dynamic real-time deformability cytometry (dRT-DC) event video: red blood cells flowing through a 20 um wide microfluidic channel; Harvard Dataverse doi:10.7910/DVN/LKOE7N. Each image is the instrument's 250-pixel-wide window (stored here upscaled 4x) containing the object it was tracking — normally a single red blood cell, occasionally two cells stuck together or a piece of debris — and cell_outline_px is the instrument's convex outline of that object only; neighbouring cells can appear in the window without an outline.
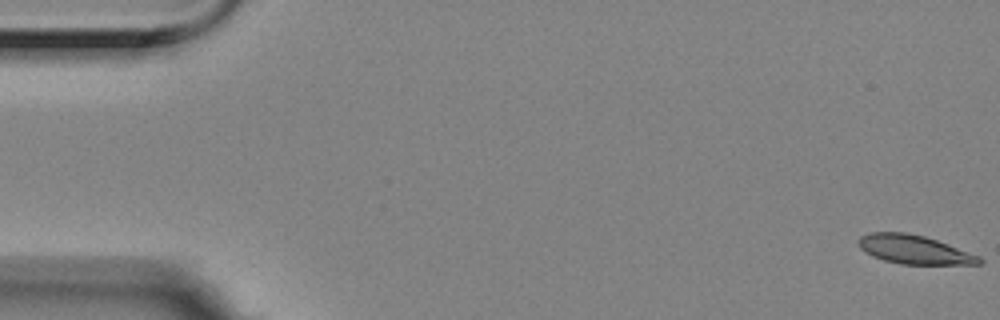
{"species": "Egyptian fruit bat (a non-hibernating species)", "species_latin": "Rousettus aegyptiacus", "temperature_condition": "room temperature", "stored_images_in_passage": 8, "camera_frame_rate_fps": 3000, "um_per_image_px": 0.085, "animal": {"sex": "female"}, "frame": {"image": 1, "passage_image": 1, "time_ms": 0.0, "image_size_px": [1000, 320], "cell_outline_px": [[984, 260], [980, 264], [900, 264], [884, 260], [872, 256], [860, 248], [856, 240], [860, 236], [872, 232], [904, 232], [924, 236], [936, 240], [980, 256]], "centroid_in_image_um": [77.68, 21.21], "position_along_channel_um": 7.3, "area_um2": 20.17}}